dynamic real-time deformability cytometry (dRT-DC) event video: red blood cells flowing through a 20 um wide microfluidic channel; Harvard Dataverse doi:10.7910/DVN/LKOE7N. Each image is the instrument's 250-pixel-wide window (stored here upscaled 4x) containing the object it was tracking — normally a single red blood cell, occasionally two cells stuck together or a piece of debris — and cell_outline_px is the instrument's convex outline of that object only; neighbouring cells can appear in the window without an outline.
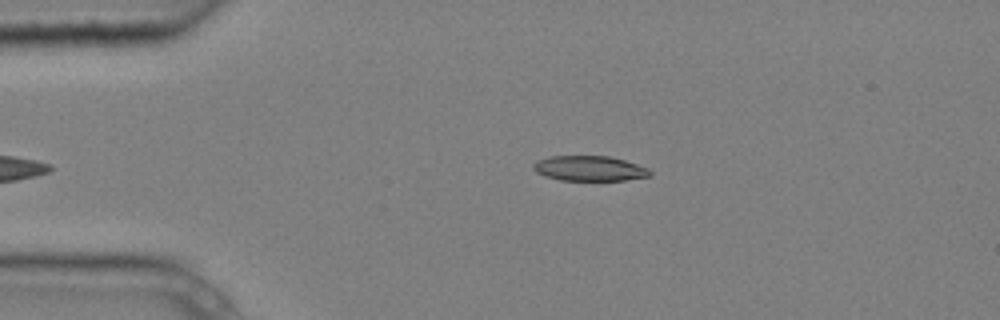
{"species": "common noctule bat (a hibernating species)", "species_latin": "Nyctalus noctula", "temperature_condition": "cold", "stored_images_in_passage": 5, "camera_frame_rate_fps": 3000, "um_per_image_px": 0.085, "animal": {"sex": "male", "body_mass_g": 20.4}, "frame": {"image": 1, "passage_image": 5, "time_ms": 1.333, "image_size_px": [1000, 320], "cell_outline_px": [[652, 176], [628, 180], [560, 180], [544, 176], [536, 172], [532, 168], [532, 164], [536, 160], [548, 156], [608, 156], [624, 160], [648, 168], [652, 172]], "centroid_in_image_um": [50.09, 14.32], "position_along_channel_um": 34.9, "area_um2": 17.22}}